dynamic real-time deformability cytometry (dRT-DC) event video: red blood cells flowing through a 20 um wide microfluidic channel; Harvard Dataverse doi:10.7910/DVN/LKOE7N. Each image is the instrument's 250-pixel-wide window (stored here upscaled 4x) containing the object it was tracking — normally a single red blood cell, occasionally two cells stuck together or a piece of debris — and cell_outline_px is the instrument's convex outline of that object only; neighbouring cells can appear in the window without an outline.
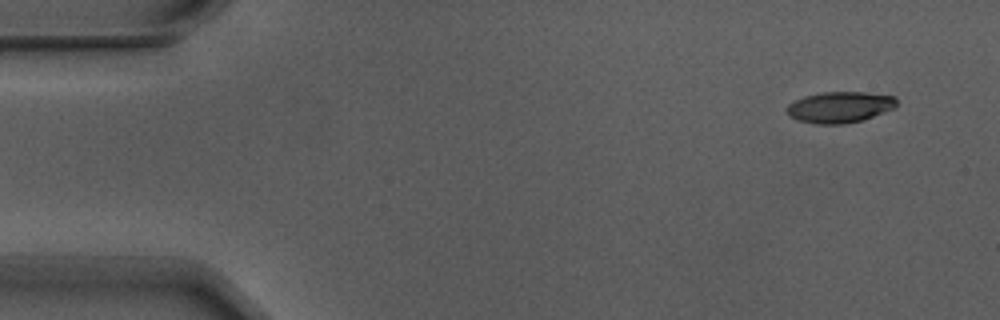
{"species": "Egyptian fruit bat (a non-hibernating species)", "species_latin": "Rousettus aegyptiacus", "temperature_condition": "warm", "stored_images_in_passage": 4, "camera_frame_rate_fps": 3000, "um_per_image_px": 0.085, "animal": {"sex": "male"}, "frame": {"image": 1, "passage_image": 1, "time_ms": 0.0, "image_size_px": [1000, 320], "cell_outline_px": [[896, 108], [860, 120], [844, 124], [816, 124], [796, 120], [788, 116], [784, 108], [788, 104], [804, 96], [824, 92], [868, 92], [896, 96]], "centroid_in_image_um": [71.35, 9.1], "position_along_channel_um": 13.6, "area_um2": 20.06}}
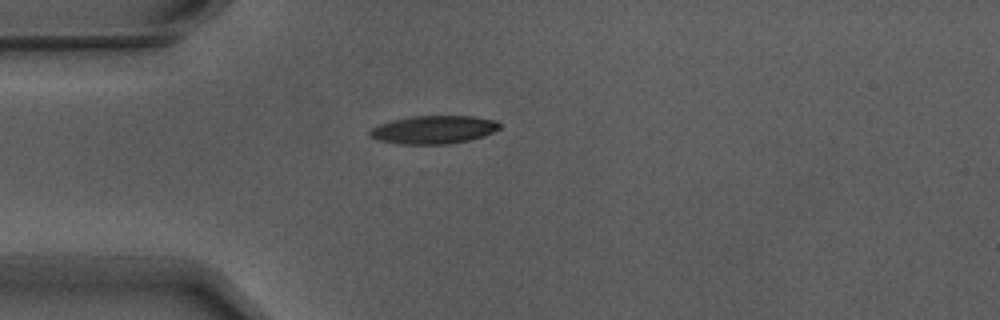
{"frame": {"image": 2, "passage_image": 4, "time_ms": 1.0, "image_size_px": [1000, 320], "cell_outline_px": [[500, 128], [484, 136], [468, 140], [448, 144], [400, 144], [376, 140], [368, 136], [368, 132], [372, 128], [380, 124], [392, 120], [416, 116], [472, 116], [496, 120], [500, 124]], "centroid_in_image_um": [36.84, 11.03], "position_along_channel_um": 48.2, "area_um2": 21.27}}